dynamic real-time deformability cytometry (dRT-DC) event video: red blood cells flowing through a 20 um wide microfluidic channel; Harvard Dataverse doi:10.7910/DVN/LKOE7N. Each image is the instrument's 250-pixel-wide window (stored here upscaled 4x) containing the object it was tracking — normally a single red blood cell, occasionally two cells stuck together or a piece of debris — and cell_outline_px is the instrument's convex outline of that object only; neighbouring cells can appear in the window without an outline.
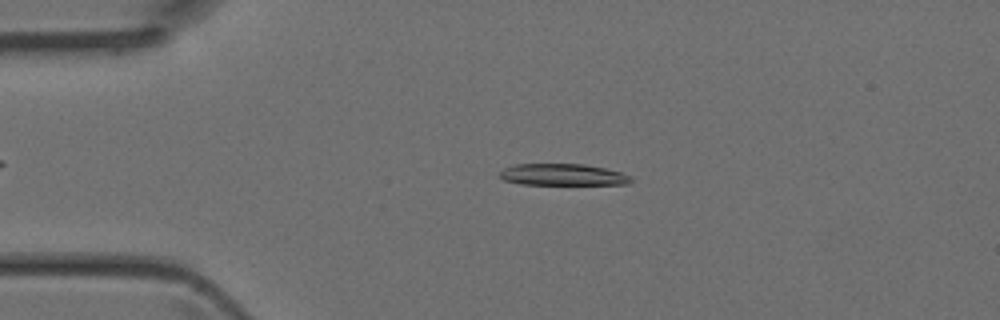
{"species": "Egyptian fruit bat (a non-hibernating species)", "species_latin": "Rousettus aegyptiacus", "temperature_condition": "room temperature", "stored_images_in_passage": 43, "camera_frame_rate_fps": 3000, "um_per_image_px": 0.085, "animal": {"sex": "female"}, "frame": {"image": 1, "passage_image": 9, "time_ms": 2.667, "image_size_px": [1000, 320], "cell_outline_px": [[632, 180], [628, 184], [520, 184], [504, 180], [500, 176], [500, 172], [504, 168], [516, 164], [584, 164], [604, 168], [620, 172], [632, 176]], "centroid_in_image_um": [47.84, 14.84], "position_along_channel_um": 37.2, "area_um2": 16.42}}
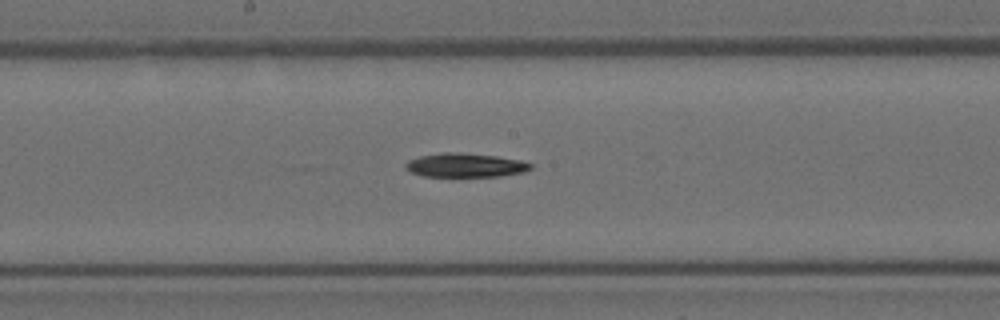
{"frame": {"image": 2, "passage_image": 22, "time_ms": 7.0, "image_size_px": [1000, 320], "cell_outline_px": [[532, 168], [524, 172], [500, 176], [424, 176], [412, 172], [404, 168], [404, 164], [408, 160], [420, 156], [440, 152], [452, 152], [496, 156], [520, 160], [532, 164]], "centroid_in_image_um": [39.53, 14.04], "position_along_channel_um": 208.7, "area_um2": 17.34}}
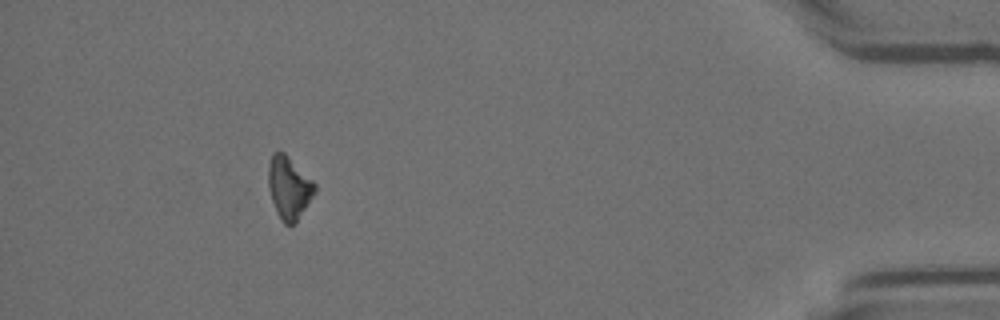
{"frame": {"image": 3, "passage_image": 39, "time_ms": 12.667, "image_size_px": [1000, 320], "cell_outline_px": [[316, 192], [296, 220], [292, 224], [284, 224], [280, 220], [272, 200], [268, 188], [268, 168], [272, 152], [284, 152], [316, 184]], "centroid_in_image_um": [24.54, 15.93], "position_along_channel_um": 410.7, "area_um2": 16.65}}